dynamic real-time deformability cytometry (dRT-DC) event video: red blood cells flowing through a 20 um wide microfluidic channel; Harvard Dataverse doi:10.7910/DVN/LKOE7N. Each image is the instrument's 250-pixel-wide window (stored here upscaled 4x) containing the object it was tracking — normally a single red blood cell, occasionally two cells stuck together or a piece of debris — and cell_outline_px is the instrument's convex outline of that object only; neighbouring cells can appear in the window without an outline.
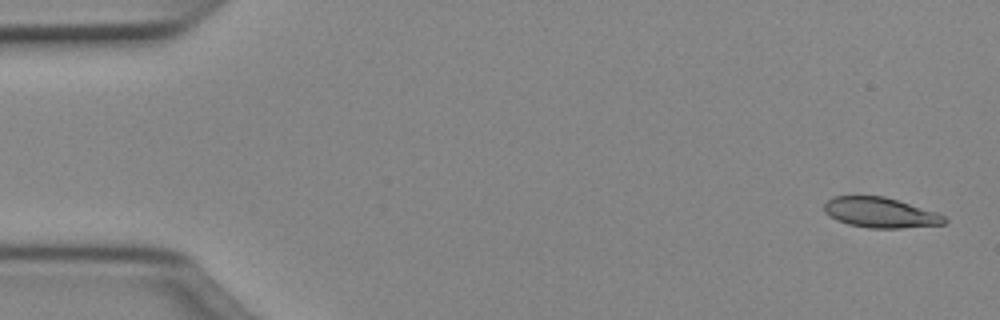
{"species": "Egyptian fruit bat (a non-hibernating species)", "species_latin": "Rousettus aegyptiacus", "temperature_condition": "cold", "stored_images_in_passage": 50, "camera_frame_rate_fps": 3000, "um_per_image_px": 0.085, "animal": {"sex": "female"}, "frame": {"image": 1, "passage_image": 2, "time_ms": 0.333, "image_size_px": [1000, 320], "cell_outline_px": [[948, 220], [944, 224], [900, 228], [868, 228], [848, 224], [836, 220], [824, 212], [824, 204], [832, 196], [884, 196], [936, 212], [944, 216]], "centroid_in_image_um": [74.8, 18.07], "position_along_channel_um": 10.2, "area_um2": 21.1}}
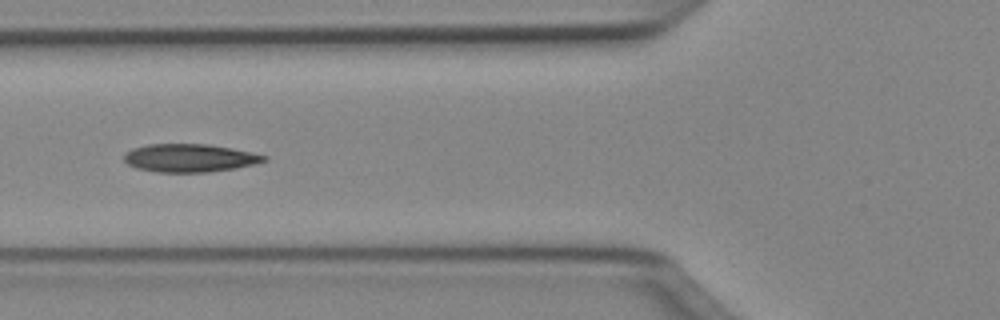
{"frame": {"image": 2, "passage_image": 19, "time_ms": 6.0, "image_size_px": [1000, 320], "cell_outline_px": [[268, 160], [236, 168], [208, 172], [156, 172], [136, 168], [128, 164], [124, 160], [124, 152], [132, 148], [148, 144], [208, 144], [232, 148], [268, 156]], "centroid_in_image_um": [16.09, 13.42], "position_along_channel_um": 109.7, "area_um2": 22.95}}
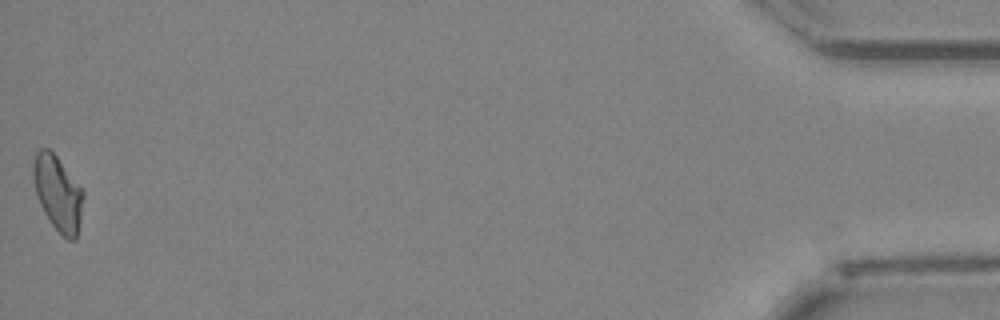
{"frame": {"image": 3, "passage_image": 50, "time_ms": 16.333, "image_size_px": [1000, 320], "cell_outline_px": [[84, 196], [80, 220], [76, 240], [68, 240], [52, 224], [44, 212], [36, 196], [32, 172], [32, 164], [36, 152], [40, 148], [48, 148], [56, 156], [84, 192]], "centroid_in_image_um": [4.9, 16.41], "position_along_channel_um": 430.3, "area_um2": 21.62}, "authors_computed_cell_mechanics": {"area_um2": 21.7906, "velocity_mm_per_s": 4.0359, "shape_relaxation_time_tau1_ms": 5.8364, "shape_relaxation_time_tau2_ms": 6.1204, "deformation_change_tau1": 0.1524, "deformation_change_tau2": 0.1139}}